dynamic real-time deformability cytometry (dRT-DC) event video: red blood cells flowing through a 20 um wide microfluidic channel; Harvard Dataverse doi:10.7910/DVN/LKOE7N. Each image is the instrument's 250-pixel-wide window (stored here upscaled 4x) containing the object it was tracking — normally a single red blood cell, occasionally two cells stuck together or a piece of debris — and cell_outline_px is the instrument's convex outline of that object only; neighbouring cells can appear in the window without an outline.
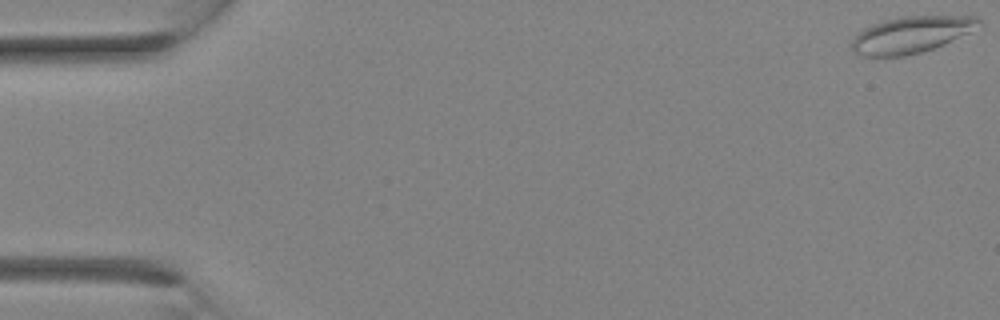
{"species": "Egyptian fruit bat (a non-hibernating species)", "species_latin": "Rousettus aegyptiacus", "temperature_condition": "room temperature", "stored_images_in_passage": 30, "camera_frame_rate_fps": 3000, "um_per_image_px": 0.085, "animal": {"sex": "female"}, "frame": {"image": 1, "passage_image": 1, "time_ms": 0.0, "image_size_px": [1000, 320], "cell_outline_px": [[984, 24], [944, 44], [920, 52], [904, 56], [860, 56], [852, 52], [848, 44], [864, 28], [872, 24], [884, 20], [904, 16], [976, 16], [984, 20]], "centroid_in_image_um": [77.43, 2.94], "position_along_channel_um": 7.6, "area_um2": 27.17}}
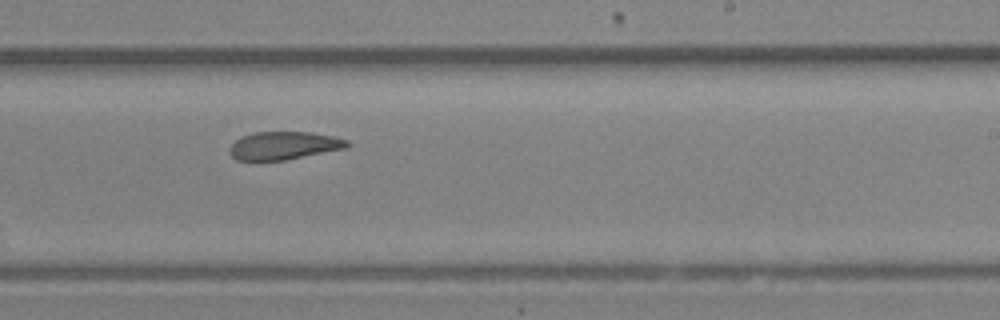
{"frame": {"image": 2, "passage_image": 19, "time_ms": 6.0, "image_size_px": [1000, 320], "cell_outline_px": [[352, 144], [348, 148], [284, 160], [236, 160], [228, 152], [228, 148], [240, 136], [256, 132], [312, 132], [332, 136], [348, 140]], "centroid_in_image_um": [24.14, 12.37], "position_along_channel_um": 264.9, "area_um2": 19.31}}
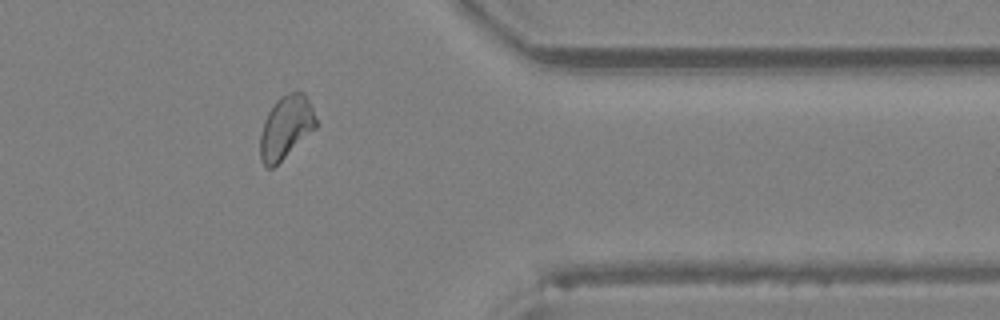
{"frame": {"image": 3, "passage_image": 25, "time_ms": 8.0, "image_size_px": [1000, 320], "cell_outline_px": [[320, 124], [316, 128], [272, 168], [268, 168], [260, 160], [260, 136], [264, 120], [268, 112], [276, 100], [280, 96], [288, 92], [304, 92]], "centroid_in_image_um": [24.31, 10.79], "position_along_channel_um": 387.1, "area_um2": 20.46}}